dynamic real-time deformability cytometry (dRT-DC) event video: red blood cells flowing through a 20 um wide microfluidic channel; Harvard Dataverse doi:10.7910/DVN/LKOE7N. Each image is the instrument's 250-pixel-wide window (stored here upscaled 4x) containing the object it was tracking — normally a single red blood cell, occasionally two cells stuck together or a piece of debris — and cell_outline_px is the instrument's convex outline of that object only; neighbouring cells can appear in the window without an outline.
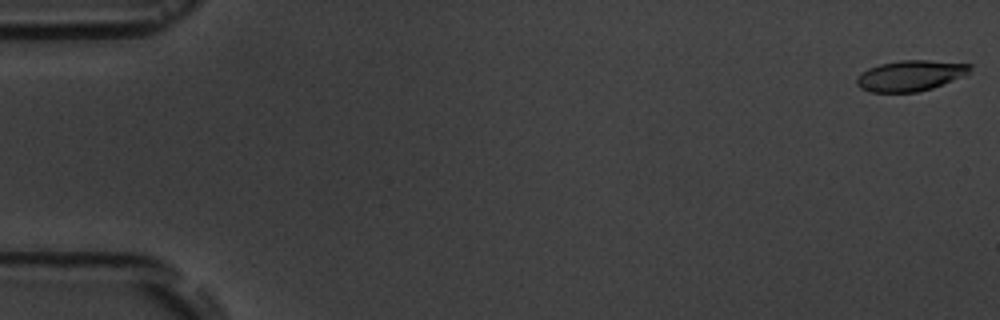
{"species": "common noctule bat (a hibernating species)", "species_latin": "Nyctalus noctula", "temperature_condition": "room temperature", "stored_images_in_passage": 3, "camera_frame_rate_fps": 3000, "um_per_image_px": 0.085, "animal": {"sex": "male", "body_mass_g": 19.5, "forearm_length_mm": 54.6}, "frame": {"image": 1, "passage_image": 1, "time_ms": 0.0, "image_size_px": [1000, 320], "cell_outline_px": [[972, 68], [964, 76], [932, 88], [916, 92], [868, 92], [860, 88], [856, 84], [856, 80], [860, 72], [868, 68], [880, 64], [900, 60], [928, 60], [972, 64]], "centroid_in_image_um": [77.36, 6.43], "position_along_channel_um": 7.6, "area_um2": 20.35}}